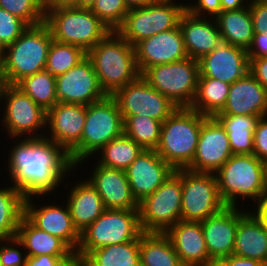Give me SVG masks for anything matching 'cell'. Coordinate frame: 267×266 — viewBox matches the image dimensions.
<instances>
[{
	"mask_svg": "<svg viewBox=\"0 0 267 266\" xmlns=\"http://www.w3.org/2000/svg\"><path fill=\"white\" fill-rule=\"evenodd\" d=\"M15 144L9 152L7 170L11 186L25 199L48 196L77 168L69 154L46 137L22 138Z\"/></svg>",
	"mask_w": 267,
	"mask_h": 266,
	"instance_id": "1",
	"label": "cell"
},
{
	"mask_svg": "<svg viewBox=\"0 0 267 266\" xmlns=\"http://www.w3.org/2000/svg\"><path fill=\"white\" fill-rule=\"evenodd\" d=\"M97 75L100 87L112 96L118 89L137 79L138 70L134 46L116 31H110L87 52Z\"/></svg>",
	"mask_w": 267,
	"mask_h": 266,
	"instance_id": "2",
	"label": "cell"
},
{
	"mask_svg": "<svg viewBox=\"0 0 267 266\" xmlns=\"http://www.w3.org/2000/svg\"><path fill=\"white\" fill-rule=\"evenodd\" d=\"M206 118L190 108H177L162 123L156 152L174 170L186 169L192 163Z\"/></svg>",
	"mask_w": 267,
	"mask_h": 266,
	"instance_id": "3",
	"label": "cell"
},
{
	"mask_svg": "<svg viewBox=\"0 0 267 266\" xmlns=\"http://www.w3.org/2000/svg\"><path fill=\"white\" fill-rule=\"evenodd\" d=\"M220 197L237 207L236 198L259 202L266 192V165L254 154L232 155L215 173Z\"/></svg>",
	"mask_w": 267,
	"mask_h": 266,
	"instance_id": "4",
	"label": "cell"
},
{
	"mask_svg": "<svg viewBox=\"0 0 267 266\" xmlns=\"http://www.w3.org/2000/svg\"><path fill=\"white\" fill-rule=\"evenodd\" d=\"M52 34L45 22L28 26L1 54V70L10 85L45 69Z\"/></svg>",
	"mask_w": 267,
	"mask_h": 266,
	"instance_id": "5",
	"label": "cell"
},
{
	"mask_svg": "<svg viewBox=\"0 0 267 266\" xmlns=\"http://www.w3.org/2000/svg\"><path fill=\"white\" fill-rule=\"evenodd\" d=\"M123 133L124 120L112 96L87 105L81 141L69 153L72 163L78 167Z\"/></svg>",
	"mask_w": 267,
	"mask_h": 266,
	"instance_id": "6",
	"label": "cell"
},
{
	"mask_svg": "<svg viewBox=\"0 0 267 266\" xmlns=\"http://www.w3.org/2000/svg\"><path fill=\"white\" fill-rule=\"evenodd\" d=\"M53 40L88 52L111 30L90 10L73 6L45 10Z\"/></svg>",
	"mask_w": 267,
	"mask_h": 266,
	"instance_id": "7",
	"label": "cell"
},
{
	"mask_svg": "<svg viewBox=\"0 0 267 266\" xmlns=\"http://www.w3.org/2000/svg\"><path fill=\"white\" fill-rule=\"evenodd\" d=\"M142 233L138 210L106 209L81 233L76 260L82 261L95 249L133 241Z\"/></svg>",
	"mask_w": 267,
	"mask_h": 266,
	"instance_id": "8",
	"label": "cell"
},
{
	"mask_svg": "<svg viewBox=\"0 0 267 266\" xmlns=\"http://www.w3.org/2000/svg\"><path fill=\"white\" fill-rule=\"evenodd\" d=\"M199 75V61L190 57L150 67L141 74L150 86L178 108H190L197 92Z\"/></svg>",
	"mask_w": 267,
	"mask_h": 266,
	"instance_id": "9",
	"label": "cell"
},
{
	"mask_svg": "<svg viewBox=\"0 0 267 266\" xmlns=\"http://www.w3.org/2000/svg\"><path fill=\"white\" fill-rule=\"evenodd\" d=\"M174 1L155 0L148 6L131 8L116 32L134 46L143 39L176 28L186 4Z\"/></svg>",
	"mask_w": 267,
	"mask_h": 266,
	"instance_id": "10",
	"label": "cell"
},
{
	"mask_svg": "<svg viewBox=\"0 0 267 266\" xmlns=\"http://www.w3.org/2000/svg\"><path fill=\"white\" fill-rule=\"evenodd\" d=\"M181 204V169H178L153 194L138 203L142 231L165 233L181 220Z\"/></svg>",
	"mask_w": 267,
	"mask_h": 266,
	"instance_id": "11",
	"label": "cell"
},
{
	"mask_svg": "<svg viewBox=\"0 0 267 266\" xmlns=\"http://www.w3.org/2000/svg\"><path fill=\"white\" fill-rule=\"evenodd\" d=\"M181 220L201 222L223 210L217 179L214 173L181 169Z\"/></svg>",
	"mask_w": 267,
	"mask_h": 266,
	"instance_id": "12",
	"label": "cell"
},
{
	"mask_svg": "<svg viewBox=\"0 0 267 266\" xmlns=\"http://www.w3.org/2000/svg\"><path fill=\"white\" fill-rule=\"evenodd\" d=\"M4 102L5 112L1 122L11 138L19 139L24 135L25 138L45 137V132L37 134L35 131L47 128V111L37 105L29 95L24 94L15 85H10L5 92Z\"/></svg>",
	"mask_w": 267,
	"mask_h": 266,
	"instance_id": "13",
	"label": "cell"
},
{
	"mask_svg": "<svg viewBox=\"0 0 267 266\" xmlns=\"http://www.w3.org/2000/svg\"><path fill=\"white\" fill-rule=\"evenodd\" d=\"M112 97L121 115H142L162 123L178 108L141 75L118 89Z\"/></svg>",
	"mask_w": 267,
	"mask_h": 266,
	"instance_id": "14",
	"label": "cell"
},
{
	"mask_svg": "<svg viewBox=\"0 0 267 266\" xmlns=\"http://www.w3.org/2000/svg\"><path fill=\"white\" fill-rule=\"evenodd\" d=\"M106 96L87 56L66 73L56 77L57 102L87 106Z\"/></svg>",
	"mask_w": 267,
	"mask_h": 266,
	"instance_id": "15",
	"label": "cell"
},
{
	"mask_svg": "<svg viewBox=\"0 0 267 266\" xmlns=\"http://www.w3.org/2000/svg\"><path fill=\"white\" fill-rule=\"evenodd\" d=\"M232 155L225 128L215 117H207L201 125L195 156L186 169L215 173Z\"/></svg>",
	"mask_w": 267,
	"mask_h": 266,
	"instance_id": "16",
	"label": "cell"
},
{
	"mask_svg": "<svg viewBox=\"0 0 267 266\" xmlns=\"http://www.w3.org/2000/svg\"><path fill=\"white\" fill-rule=\"evenodd\" d=\"M134 50L140 74L150 67L177 62L188 57L179 25L141 40L134 45Z\"/></svg>",
	"mask_w": 267,
	"mask_h": 266,
	"instance_id": "17",
	"label": "cell"
},
{
	"mask_svg": "<svg viewBox=\"0 0 267 266\" xmlns=\"http://www.w3.org/2000/svg\"><path fill=\"white\" fill-rule=\"evenodd\" d=\"M174 171L156 150H143L125 173L131 193L139 203L153 194Z\"/></svg>",
	"mask_w": 267,
	"mask_h": 266,
	"instance_id": "18",
	"label": "cell"
},
{
	"mask_svg": "<svg viewBox=\"0 0 267 266\" xmlns=\"http://www.w3.org/2000/svg\"><path fill=\"white\" fill-rule=\"evenodd\" d=\"M85 121L86 105L58 102L47 111L45 137L69 154L81 141Z\"/></svg>",
	"mask_w": 267,
	"mask_h": 266,
	"instance_id": "19",
	"label": "cell"
},
{
	"mask_svg": "<svg viewBox=\"0 0 267 266\" xmlns=\"http://www.w3.org/2000/svg\"><path fill=\"white\" fill-rule=\"evenodd\" d=\"M198 61L199 77L214 78L230 85L249 72L247 50L225 42Z\"/></svg>",
	"mask_w": 267,
	"mask_h": 266,
	"instance_id": "20",
	"label": "cell"
},
{
	"mask_svg": "<svg viewBox=\"0 0 267 266\" xmlns=\"http://www.w3.org/2000/svg\"><path fill=\"white\" fill-rule=\"evenodd\" d=\"M32 200L25 199L24 216L37 228L63 240L76 253L81 234L73 224L67 203L64 207L51 204L36 208Z\"/></svg>",
	"mask_w": 267,
	"mask_h": 266,
	"instance_id": "21",
	"label": "cell"
},
{
	"mask_svg": "<svg viewBox=\"0 0 267 266\" xmlns=\"http://www.w3.org/2000/svg\"><path fill=\"white\" fill-rule=\"evenodd\" d=\"M237 208L226 206L217 214L200 222L206 248L213 262L233 254L238 227Z\"/></svg>",
	"mask_w": 267,
	"mask_h": 266,
	"instance_id": "22",
	"label": "cell"
},
{
	"mask_svg": "<svg viewBox=\"0 0 267 266\" xmlns=\"http://www.w3.org/2000/svg\"><path fill=\"white\" fill-rule=\"evenodd\" d=\"M87 180L99 193L106 209L138 210L125 170L98 163Z\"/></svg>",
	"mask_w": 267,
	"mask_h": 266,
	"instance_id": "23",
	"label": "cell"
},
{
	"mask_svg": "<svg viewBox=\"0 0 267 266\" xmlns=\"http://www.w3.org/2000/svg\"><path fill=\"white\" fill-rule=\"evenodd\" d=\"M165 234L184 266H212L200 222L180 220Z\"/></svg>",
	"mask_w": 267,
	"mask_h": 266,
	"instance_id": "24",
	"label": "cell"
},
{
	"mask_svg": "<svg viewBox=\"0 0 267 266\" xmlns=\"http://www.w3.org/2000/svg\"><path fill=\"white\" fill-rule=\"evenodd\" d=\"M210 18L197 17L187 11L181 15L179 27L188 57L199 60L221 44L217 22L215 18Z\"/></svg>",
	"mask_w": 267,
	"mask_h": 266,
	"instance_id": "25",
	"label": "cell"
},
{
	"mask_svg": "<svg viewBox=\"0 0 267 266\" xmlns=\"http://www.w3.org/2000/svg\"><path fill=\"white\" fill-rule=\"evenodd\" d=\"M218 114L267 116V91L248 72L230 85L227 102Z\"/></svg>",
	"mask_w": 267,
	"mask_h": 266,
	"instance_id": "26",
	"label": "cell"
},
{
	"mask_svg": "<svg viewBox=\"0 0 267 266\" xmlns=\"http://www.w3.org/2000/svg\"><path fill=\"white\" fill-rule=\"evenodd\" d=\"M233 254L261 261L267 266V228L252 210L250 213L238 208Z\"/></svg>",
	"mask_w": 267,
	"mask_h": 266,
	"instance_id": "27",
	"label": "cell"
},
{
	"mask_svg": "<svg viewBox=\"0 0 267 266\" xmlns=\"http://www.w3.org/2000/svg\"><path fill=\"white\" fill-rule=\"evenodd\" d=\"M71 187L66 203L73 224L81 234L102 215L106 207L99 193L88 180H79Z\"/></svg>",
	"mask_w": 267,
	"mask_h": 266,
	"instance_id": "28",
	"label": "cell"
},
{
	"mask_svg": "<svg viewBox=\"0 0 267 266\" xmlns=\"http://www.w3.org/2000/svg\"><path fill=\"white\" fill-rule=\"evenodd\" d=\"M16 237L22 242L27 257L75 256V252L63 240L37 228L25 216L19 223Z\"/></svg>",
	"mask_w": 267,
	"mask_h": 266,
	"instance_id": "29",
	"label": "cell"
},
{
	"mask_svg": "<svg viewBox=\"0 0 267 266\" xmlns=\"http://www.w3.org/2000/svg\"><path fill=\"white\" fill-rule=\"evenodd\" d=\"M222 42L247 50L253 40L254 28L249 6L243 9L221 11L216 17Z\"/></svg>",
	"mask_w": 267,
	"mask_h": 266,
	"instance_id": "30",
	"label": "cell"
},
{
	"mask_svg": "<svg viewBox=\"0 0 267 266\" xmlns=\"http://www.w3.org/2000/svg\"><path fill=\"white\" fill-rule=\"evenodd\" d=\"M215 118L226 130L233 155L253 154V135L260 116L217 114Z\"/></svg>",
	"mask_w": 267,
	"mask_h": 266,
	"instance_id": "31",
	"label": "cell"
},
{
	"mask_svg": "<svg viewBox=\"0 0 267 266\" xmlns=\"http://www.w3.org/2000/svg\"><path fill=\"white\" fill-rule=\"evenodd\" d=\"M140 262L141 266H184L170 238L159 232L140 235Z\"/></svg>",
	"mask_w": 267,
	"mask_h": 266,
	"instance_id": "32",
	"label": "cell"
},
{
	"mask_svg": "<svg viewBox=\"0 0 267 266\" xmlns=\"http://www.w3.org/2000/svg\"><path fill=\"white\" fill-rule=\"evenodd\" d=\"M82 262L85 266H141L140 236L127 243L95 249Z\"/></svg>",
	"mask_w": 267,
	"mask_h": 266,
	"instance_id": "33",
	"label": "cell"
},
{
	"mask_svg": "<svg viewBox=\"0 0 267 266\" xmlns=\"http://www.w3.org/2000/svg\"><path fill=\"white\" fill-rule=\"evenodd\" d=\"M230 84L209 77H199L197 92L190 109L207 117H215L225 106Z\"/></svg>",
	"mask_w": 267,
	"mask_h": 266,
	"instance_id": "34",
	"label": "cell"
},
{
	"mask_svg": "<svg viewBox=\"0 0 267 266\" xmlns=\"http://www.w3.org/2000/svg\"><path fill=\"white\" fill-rule=\"evenodd\" d=\"M25 198L15 188H0V240L15 237L24 216Z\"/></svg>",
	"mask_w": 267,
	"mask_h": 266,
	"instance_id": "35",
	"label": "cell"
},
{
	"mask_svg": "<svg viewBox=\"0 0 267 266\" xmlns=\"http://www.w3.org/2000/svg\"><path fill=\"white\" fill-rule=\"evenodd\" d=\"M144 149L125 133L108 142L98 152L100 165L126 170ZM101 151V153H100Z\"/></svg>",
	"mask_w": 267,
	"mask_h": 266,
	"instance_id": "36",
	"label": "cell"
},
{
	"mask_svg": "<svg viewBox=\"0 0 267 266\" xmlns=\"http://www.w3.org/2000/svg\"><path fill=\"white\" fill-rule=\"evenodd\" d=\"M24 94L45 111L52 108L56 100V77L45 69L20 80L16 85Z\"/></svg>",
	"mask_w": 267,
	"mask_h": 266,
	"instance_id": "37",
	"label": "cell"
},
{
	"mask_svg": "<svg viewBox=\"0 0 267 266\" xmlns=\"http://www.w3.org/2000/svg\"><path fill=\"white\" fill-rule=\"evenodd\" d=\"M124 133L144 150H156L160 143L162 122L140 115H122Z\"/></svg>",
	"mask_w": 267,
	"mask_h": 266,
	"instance_id": "38",
	"label": "cell"
},
{
	"mask_svg": "<svg viewBox=\"0 0 267 266\" xmlns=\"http://www.w3.org/2000/svg\"><path fill=\"white\" fill-rule=\"evenodd\" d=\"M87 56L80 47L52 40L49 47L45 70L54 77L66 73Z\"/></svg>",
	"mask_w": 267,
	"mask_h": 266,
	"instance_id": "39",
	"label": "cell"
},
{
	"mask_svg": "<svg viewBox=\"0 0 267 266\" xmlns=\"http://www.w3.org/2000/svg\"><path fill=\"white\" fill-rule=\"evenodd\" d=\"M0 8L17 16L28 26L45 22L42 0H0Z\"/></svg>",
	"mask_w": 267,
	"mask_h": 266,
	"instance_id": "40",
	"label": "cell"
},
{
	"mask_svg": "<svg viewBox=\"0 0 267 266\" xmlns=\"http://www.w3.org/2000/svg\"><path fill=\"white\" fill-rule=\"evenodd\" d=\"M90 10L111 30L116 31L130 10L124 0H96Z\"/></svg>",
	"mask_w": 267,
	"mask_h": 266,
	"instance_id": "41",
	"label": "cell"
},
{
	"mask_svg": "<svg viewBox=\"0 0 267 266\" xmlns=\"http://www.w3.org/2000/svg\"><path fill=\"white\" fill-rule=\"evenodd\" d=\"M27 27L23 20L0 8V50L13 43Z\"/></svg>",
	"mask_w": 267,
	"mask_h": 266,
	"instance_id": "42",
	"label": "cell"
},
{
	"mask_svg": "<svg viewBox=\"0 0 267 266\" xmlns=\"http://www.w3.org/2000/svg\"><path fill=\"white\" fill-rule=\"evenodd\" d=\"M17 245V246H16ZM20 247V250H19ZM22 242L15 236L0 240V260L2 266H26L27 254L21 252Z\"/></svg>",
	"mask_w": 267,
	"mask_h": 266,
	"instance_id": "43",
	"label": "cell"
},
{
	"mask_svg": "<svg viewBox=\"0 0 267 266\" xmlns=\"http://www.w3.org/2000/svg\"><path fill=\"white\" fill-rule=\"evenodd\" d=\"M247 4L250 10L254 33L267 35V0H249Z\"/></svg>",
	"mask_w": 267,
	"mask_h": 266,
	"instance_id": "44",
	"label": "cell"
},
{
	"mask_svg": "<svg viewBox=\"0 0 267 266\" xmlns=\"http://www.w3.org/2000/svg\"><path fill=\"white\" fill-rule=\"evenodd\" d=\"M253 154L261 161L267 162V116H263L258 121L253 135Z\"/></svg>",
	"mask_w": 267,
	"mask_h": 266,
	"instance_id": "45",
	"label": "cell"
},
{
	"mask_svg": "<svg viewBox=\"0 0 267 266\" xmlns=\"http://www.w3.org/2000/svg\"><path fill=\"white\" fill-rule=\"evenodd\" d=\"M185 7L186 11L190 14L206 18L208 14L209 16H212V18H215L222 11L220 0H197L196 3H192V5L187 3ZM204 12L206 13V16Z\"/></svg>",
	"mask_w": 267,
	"mask_h": 266,
	"instance_id": "46",
	"label": "cell"
},
{
	"mask_svg": "<svg viewBox=\"0 0 267 266\" xmlns=\"http://www.w3.org/2000/svg\"><path fill=\"white\" fill-rule=\"evenodd\" d=\"M76 260V256L41 255L27 257L26 266H69Z\"/></svg>",
	"mask_w": 267,
	"mask_h": 266,
	"instance_id": "47",
	"label": "cell"
},
{
	"mask_svg": "<svg viewBox=\"0 0 267 266\" xmlns=\"http://www.w3.org/2000/svg\"><path fill=\"white\" fill-rule=\"evenodd\" d=\"M249 73L267 91V57L249 58Z\"/></svg>",
	"mask_w": 267,
	"mask_h": 266,
	"instance_id": "48",
	"label": "cell"
},
{
	"mask_svg": "<svg viewBox=\"0 0 267 266\" xmlns=\"http://www.w3.org/2000/svg\"><path fill=\"white\" fill-rule=\"evenodd\" d=\"M248 58L267 57V35L254 33L252 43L247 49Z\"/></svg>",
	"mask_w": 267,
	"mask_h": 266,
	"instance_id": "49",
	"label": "cell"
},
{
	"mask_svg": "<svg viewBox=\"0 0 267 266\" xmlns=\"http://www.w3.org/2000/svg\"><path fill=\"white\" fill-rule=\"evenodd\" d=\"M212 266H266V265L261 261L255 259L244 258L232 254L229 257H225L217 261H214L212 263Z\"/></svg>",
	"mask_w": 267,
	"mask_h": 266,
	"instance_id": "50",
	"label": "cell"
},
{
	"mask_svg": "<svg viewBox=\"0 0 267 266\" xmlns=\"http://www.w3.org/2000/svg\"><path fill=\"white\" fill-rule=\"evenodd\" d=\"M257 208L254 214L261 220L263 225L267 228V189L261 200L257 203Z\"/></svg>",
	"mask_w": 267,
	"mask_h": 266,
	"instance_id": "51",
	"label": "cell"
},
{
	"mask_svg": "<svg viewBox=\"0 0 267 266\" xmlns=\"http://www.w3.org/2000/svg\"><path fill=\"white\" fill-rule=\"evenodd\" d=\"M44 10L54 9L57 7H75V0H42Z\"/></svg>",
	"mask_w": 267,
	"mask_h": 266,
	"instance_id": "52",
	"label": "cell"
},
{
	"mask_svg": "<svg viewBox=\"0 0 267 266\" xmlns=\"http://www.w3.org/2000/svg\"><path fill=\"white\" fill-rule=\"evenodd\" d=\"M248 2L245 0H220V5L222 8V11H228V10H238L243 9L246 5L244 3Z\"/></svg>",
	"mask_w": 267,
	"mask_h": 266,
	"instance_id": "53",
	"label": "cell"
},
{
	"mask_svg": "<svg viewBox=\"0 0 267 266\" xmlns=\"http://www.w3.org/2000/svg\"><path fill=\"white\" fill-rule=\"evenodd\" d=\"M155 0H124L129 9L136 7H144L153 3Z\"/></svg>",
	"mask_w": 267,
	"mask_h": 266,
	"instance_id": "54",
	"label": "cell"
},
{
	"mask_svg": "<svg viewBox=\"0 0 267 266\" xmlns=\"http://www.w3.org/2000/svg\"><path fill=\"white\" fill-rule=\"evenodd\" d=\"M9 86L10 84L8 82V79L6 78L2 70H0V102L4 100L5 92Z\"/></svg>",
	"mask_w": 267,
	"mask_h": 266,
	"instance_id": "55",
	"label": "cell"
},
{
	"mask_svg": "<svg viewBox=\"0 0 267 266\" xmlns=\"http://www.w3.org/2000/svg\"><path fill=\"white\" fill-rule=\"evenodd\" d=\"M96 0H75L76 8L90 9Z\"/></svg>",
	"mask_w": 267,
	"mask_h": 266,
	"instance_id": "56",
	"label": "cell"
},
{
	"mask_svg": "<svg viewBox=\"0 0 267 266\" xmlns=\"http://www.w3.org/2000/svg\"><path fill=\"white\" fill-rule=\"evenodd\" d=\"M69 266H85V264L82 261H80V260H75Z\"/></svg>",
	"mask_w": 267,
	"mask_h": 266,
	"instance_id": "57",
	"label": "cell"
},
{
	"mask_svg": "<svg viewBox=\"0 0 267 266\" xmlns=\"http://www.w3.org/2000/svg\"><path fill=\"white\" fill-rule=\"evenodd\" d=\"M266 165V184H267V162L265 163Z\"/></svg>",
	"mask_w": 267,
	"mask_h": 266,
	"instance_id": "58",
	"label": "cell"
},
{
	"mask_svg": "<svg viewBox=\"0 0 267 266\" xmlns=\"http://www.w3.org/2000/svg\"><path fill=\"white\" fill-rule=\"evenodd\" d=\"M1 54H2V51L0 50V70H1Z\"/></svg>",
	"mask_w": 267,
	"mask_h": 266,
	"instance_id": "59",
	"label": "cell"
}]
</instances>
